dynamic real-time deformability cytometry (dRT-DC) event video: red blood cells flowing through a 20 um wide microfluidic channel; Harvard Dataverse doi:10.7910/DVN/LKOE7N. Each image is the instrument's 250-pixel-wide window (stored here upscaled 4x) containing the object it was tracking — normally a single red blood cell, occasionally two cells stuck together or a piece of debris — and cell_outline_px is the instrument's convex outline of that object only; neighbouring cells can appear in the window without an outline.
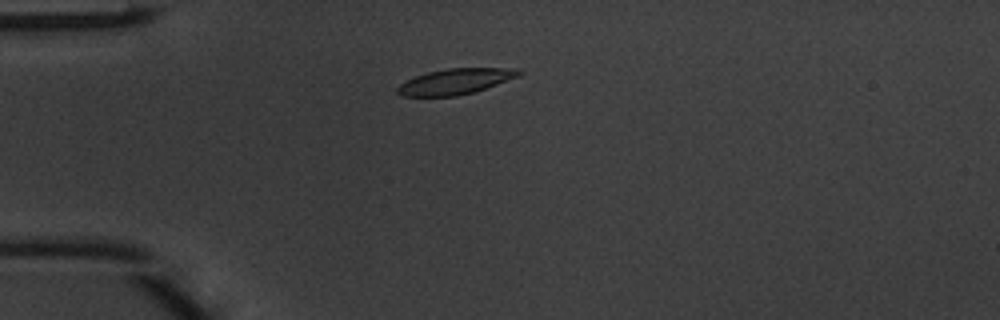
{"species": "common noctule bat (a hibernating species)", "species_latin": "Nyctalus noctula", "temperature_condition": "warm", "stored_images_in_passage": 44, "camera_frame_rate_fps": 3000, "um_per_image_px": 0.085, "animal": {"sex": "male", "body_mass_g": 20.1, "forearm_length_mm": 53.5}, "frame": {"image": 1, "passage_image": 8, "time_ms": 2.333, "image_size_px": [1000, 320], "cell_outline_px": [[524, 72], [520, 76], [472, 92], [456, 96], [400, 96], [396, 92], [396, 88], [400, 84], [416, 76], [428, 72], [448, 68], [520, 68]], "centroid_in_image_um": [38.72, 6.91], "position_along_channel_um": 46.3, "area_um2": 18.03}}
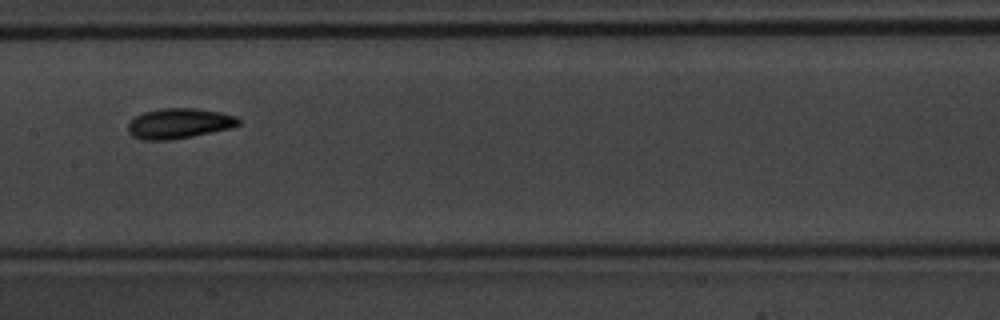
{"frame": {"image": 2, "passage_image": 20, "time_ms": 6.333, "image_size_px": [1000, 320], "cell_outline_px": [[240, 124], [232, 128], [172, 140], [140, 140], [132, 136], [128, 132], [128, 124], [136, 116], [144, 112], [160, 108], [196, 108], [220, 112], [236, 116], [240, 120]], "centroid_in_image_um": [15.22, 10.49], "position_along_channel_um": 192.2, "area_um2": 19.59}}
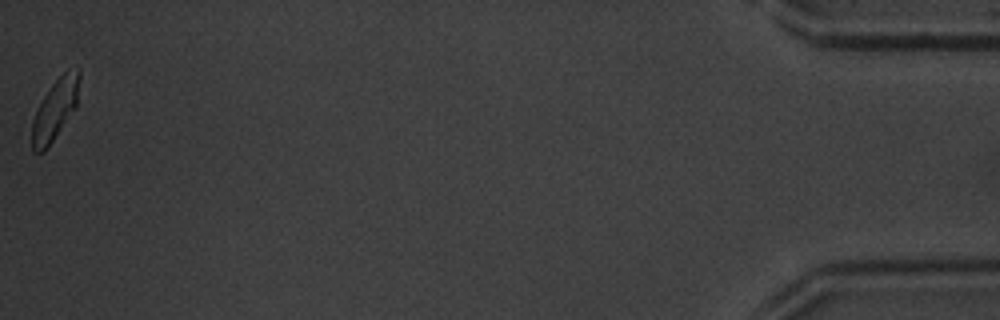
{"frame": {"image": 3, "passage_image": 44, "time_ms": 14.333, "image_size_px": [1000, 320], "cell_outline_px": [[80, 76], [76, 108], [44, 152], [32, 152], [32, 120], [44, 96], [52, 84], [68, 68], [80, 68]], "centroid_in_image_um": [4.7, 9.29], "position_along_channel_um": 430.5, "area_um2": 16.65}, "authors_computed_cell_mechanics": {"area_um2": 18.2648, "velocity_mm_per_s": 4.1288, "shape_relaxation_time_tau1_ms": 2.0989, "shape_relaxation_time_tau2_ms": 1.8716, "deformation_change_tau1": 0.1129, "deformation_change_tau2": 0.0687}}